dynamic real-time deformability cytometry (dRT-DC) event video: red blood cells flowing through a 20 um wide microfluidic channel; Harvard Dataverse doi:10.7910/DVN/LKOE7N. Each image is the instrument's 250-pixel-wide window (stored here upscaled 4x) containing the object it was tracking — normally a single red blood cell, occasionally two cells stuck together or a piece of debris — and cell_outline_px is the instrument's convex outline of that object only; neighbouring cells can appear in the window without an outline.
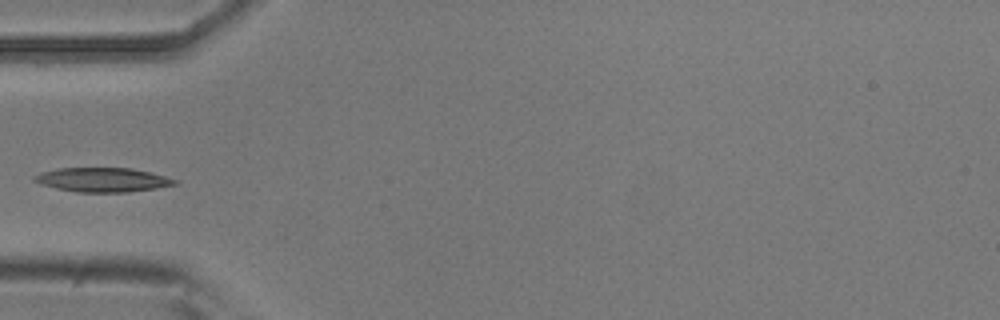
{"species": "common noctule bat (a hibernating species)", "species_latin": "Nyctalus noctula", "temperature_condition": "room temperature", "stored_images_in_passage": 6, "camera_frame_rate_fps": 3000, "um_per_image_px": 0.085, "animal": {"sex": "male", "body_mass_g": 20.5, "forearm_length_mm": 52.5}, "frame": {"image": 1, "passage_image": 4, "time_ms": 1.0, "image_size_px": [1000, 320], "cell_outline_px": [[180, 180], [176, 184], [156, 188], [128, 192], [76, 192], [56, 188], [40, 184], [32, 180], [32, 176], [44, 172], [60, 168], [132, 168]], "centroid_in_image_um": [8.72, 15.28], "position_along_channel_um": 76.3, "area_um2": 19.71}}
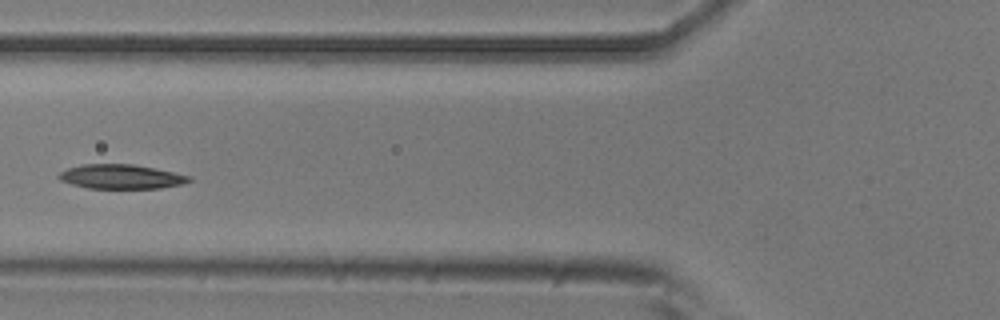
{"frame": {"image": 2, "passage_image": 5, "time_ms": 1.333, "image_size_px": [1000, 320], "cell_outline_px": [[192, 180], [180, 184], [160, 188], [88, 188], [72, 184], [60, 180], [56, 176], [60, 172], [68, 168], [80, 164], [136, 164], [156, 168], [192, 176]], "centroid_in_image_um": [10.29, 15.0], "position_along_channel_um": 115.5, "area_um2": 18.55}}
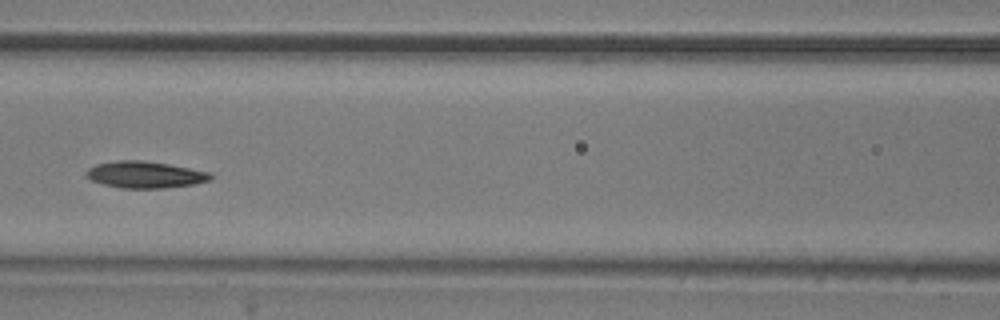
{"frame": {"image": 3, "passage_image": 6, "time_ms": 1.667, "image_size_px": [1000, 320], "cell_outline_px": [[212, 180], [192, 184], [164, 188], [120, 188], [104, 184], [92, 180], [84, 176], [84, 172], [88, 168], [96, 164], [120, 160], [144, 160], [168, 164], [208, 172], [212, 176]], "centroid_in_image_um": [12.28, 14.84], "position_along_channel_um": 154.3, "area_um2": 19.25}}